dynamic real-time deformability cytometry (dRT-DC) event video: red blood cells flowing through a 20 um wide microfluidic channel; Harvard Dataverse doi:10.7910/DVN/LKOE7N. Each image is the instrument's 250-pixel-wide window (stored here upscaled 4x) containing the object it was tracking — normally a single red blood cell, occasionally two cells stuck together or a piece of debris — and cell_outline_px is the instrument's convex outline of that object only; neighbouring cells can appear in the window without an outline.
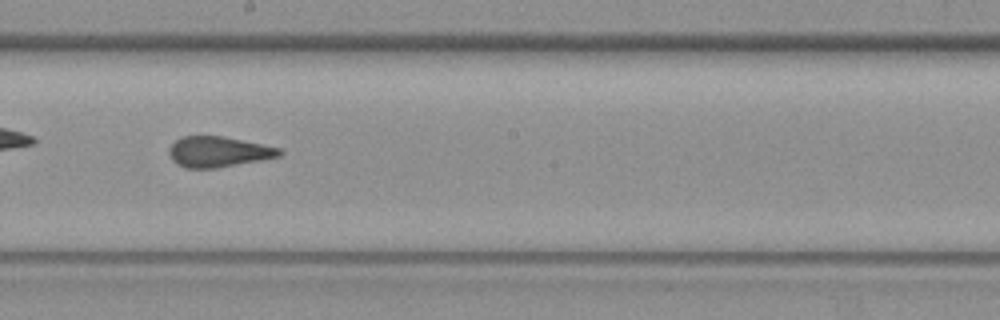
{"species": "common noctule bat (a hibernating species)", "species_latin": "Nyctalus noctula", "temperature_condition": "warm", "stored_images_in_passage": 44, "camera_frame_rate_fps": 3000, "um_per_image_px": 0.085, "animal": {"sex": "female", "body_mass_g": 19.3, "forearm_length_mm": 54.1}, "frame": {"image": 1, "passage_image": 19, "time_ms": 6.0, "image_size_px": [1000, 320], "cell_outline_px": [[284, 152], [280, 156], [260, 160], [216, 168], [184, 168], [176, 164], [172, 160], [168, 152], [172, 144], [176, 140], [184, 136], [224, 136], [280, 148]], "centroid_in_image_um": [18.55, 12.9], "position_along_channel_um": 229.7, "area_um2": 19.59}}
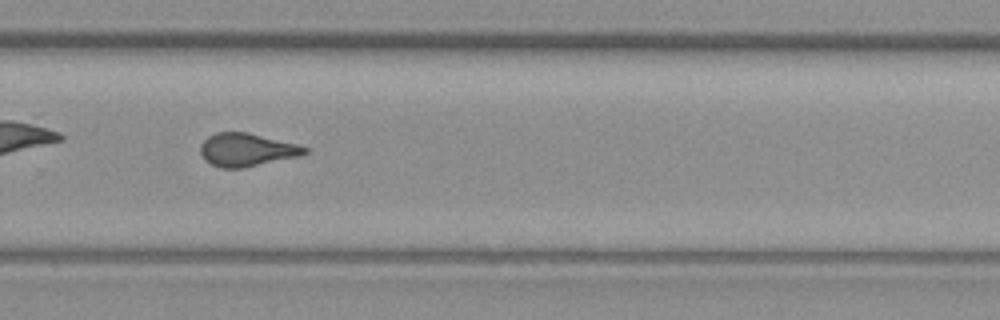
{"frame": {"image": 2, "passage_image": 26, "time_ms": 8.333, "image_size_px": [1000, 320], "cell_outline_px": [[308, 152], [300, 156], [244, 168], [220, 168], [204, 160], [200, 152], [200, 144], [208, 136], [216, 132], [248, 132], [296, 144], [308, 148]], "centroid_in_image_um": [20.95, 12.74], "position_along_channel_um": 308.9, "area_um2": 20.17}}